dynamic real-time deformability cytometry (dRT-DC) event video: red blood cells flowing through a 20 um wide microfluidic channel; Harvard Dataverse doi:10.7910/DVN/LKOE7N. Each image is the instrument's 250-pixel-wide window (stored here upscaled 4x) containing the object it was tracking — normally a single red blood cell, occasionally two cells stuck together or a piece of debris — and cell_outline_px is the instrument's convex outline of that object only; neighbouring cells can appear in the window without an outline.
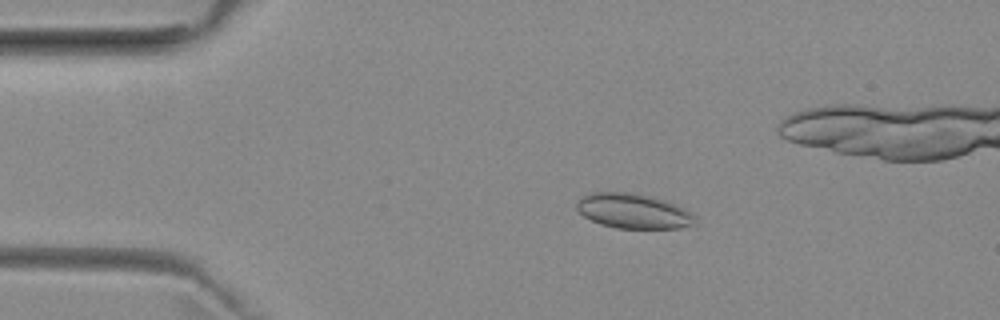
{"species": "common noctule bat (a hibernating species)", "species_latin": "Nyctalus noctula", "temperature_condition": "room temperature", "stored_images_in_passage": 52, "camera_frame_rate_fps": 3000, "um_per_image_px": 0.085, "animal": {"sex": "female", "body_mass_g": 29.2, "forearm_length_mm": 56.3}, "frame": {"image": 1, "passage_image": 9, "time_ms": 2.667, "image_size_px": [1000, 320], "cell_outline_px": [[696, 224], [680, 228], [616, 228], [600, 224], [584, 216], [576, 208], [576, 204], [584, 196], [592, 192], [632, 192], [652, 196], [664, 200], [688, 212], [692, 216]], "centroid_in_image_um": [53.78, 17.94], "position_along_channel_um": 31.2, "area_um2": 23.64}}
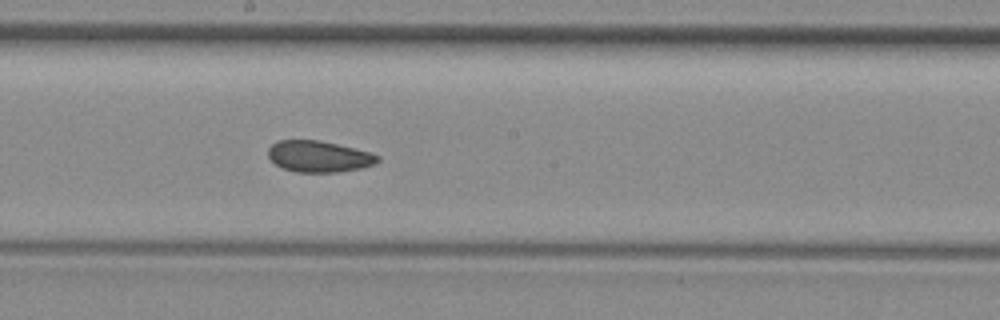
{"frame": {"image": 2, "passage_image": 27, "time_ms": 8.667, "image_size_px": [1000, 320], "cell_outline_px": [[380, 160], [372, 164], [360, 168], [340, 172], [296, 172], [284, 168], [276, 164], [268, 156], [268, 148], [276, 140], [320, 140], [368, 152], [380, 156]], "centroid_in_image_um": [27.07, 13.29], "position_along_channel_um": 221.1, "area_um2": 19.77}}
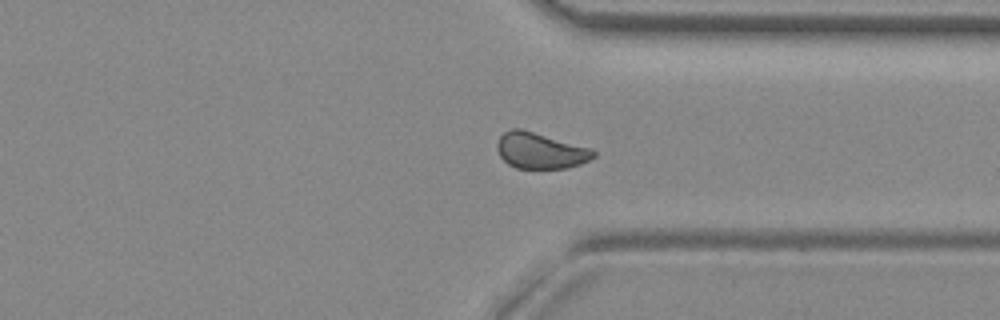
{"frame": {"image": 3, "passage_image": 38, "time_ms": 12.333, "image_size_px": [1000, 320], "cell_outline_px": [[596, 156], [580, 164], [568, 168], [516, 168], [508, 164], [500, 156], [496, 148], [496, 144], [500, 136], [504, 132], [512, 128], [520, 128], [592, 148], [596, 152]], "centroid_in_image_um": [45.93, 12.8], "position_along_channel_um": 365.5, "area_um2": 20.29}, "authors_computed_cell_mechanics": {"area_um2": 20.7791, "velocity_mm_per_s": 3.953, "shape_relaxation_time_tau1_ms": 9.6237, "shape_relaxation_time_tau2_ms": 2.2068, "deformation_change_tau1": 0.1095, "deformation_change_tau2": 0.0658}}